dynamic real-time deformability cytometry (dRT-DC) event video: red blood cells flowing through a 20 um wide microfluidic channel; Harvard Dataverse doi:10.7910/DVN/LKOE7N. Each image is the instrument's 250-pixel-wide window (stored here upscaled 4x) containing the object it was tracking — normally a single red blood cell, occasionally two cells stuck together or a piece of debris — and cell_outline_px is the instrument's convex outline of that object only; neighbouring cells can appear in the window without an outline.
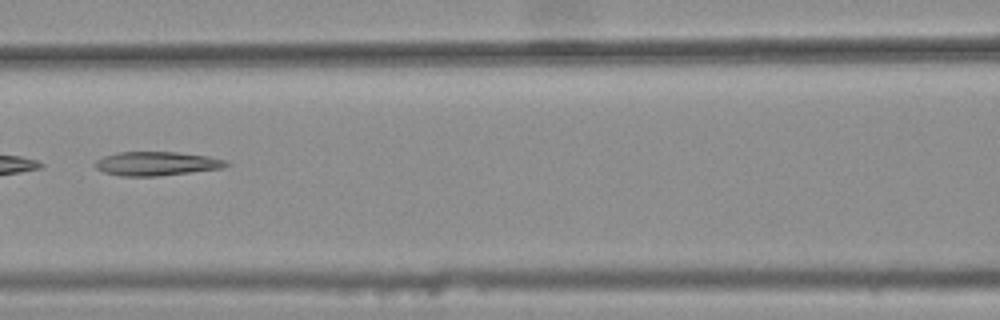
{"species": "common noctule bat (a hibernating species)", "species_latin": "Nyctalus noctula", "temperature_condition": "warm", "stored_images_in_passage": 23, "camera_frame_rate_fps": 3000, "um_per_image_px": 0.085, "animal": {"sex": "female", "body_mass_g": 25.1}, "frame": {"image": 1, "passage_image": 14, "time_ms": 4.333, "image_size_px": [1000, 320], "cell_outline_px": [[232, 164], [220, 168], [156, 176], [120, 176], [104, 172], [96, 168], [96, 160], [104, 156], [116, 152], [176, 152], [208, 156], [228, 160]], "centroid_in_image_um": [13.31, 13.9], "position_along_channel_um": 153.3, "area_um2": 18.15}}
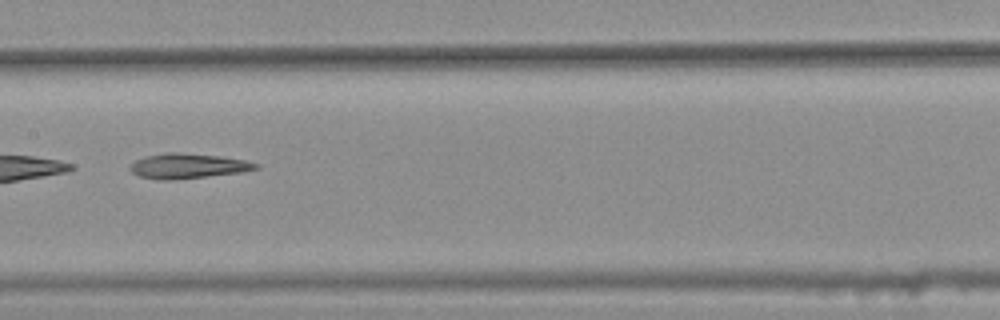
{"frame": {"image": 2, "passage_image": 17, "time_ms": 5.333, "image_size_px": [1000, 320], "cell_outline_px": [[260, 168], [244, 172], [168, 180], [160, 180], [140, 176], [132, 172], [128, 168], [136, 160], [144, 156], [164, 152], [176, 152], [220, 156], [244, 160], [260, 164]], "centroid_in_image_um": [15.98, 14.1], "position_along_channel_um": 191.4, "area_um2": 18.26}}
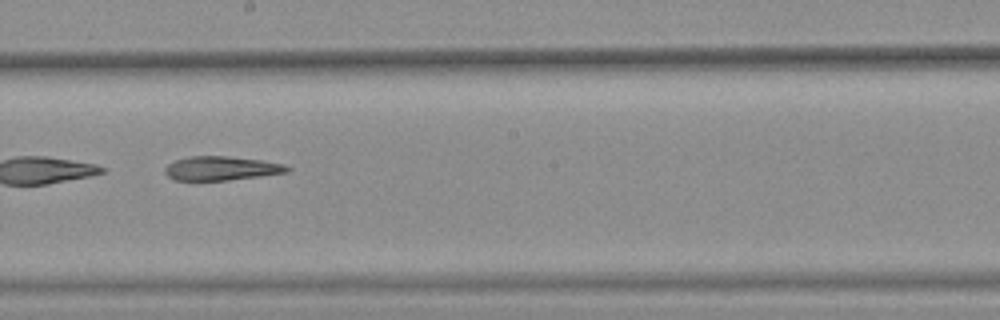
{"frame": {"image": 3, "passage_image": 20, "time_ms": 6.333, "image_size_px": [1000, 320], "cell_outline_px": [[292, 168], [288, 172], [260, 176], [228, 180], [176, 180], [168, 176], [164, 172], [164, 168], [168, 164], [176, 160], [188, 156], [228, 156], [260, 160], [284, 164]], "centroid_in_image_um": [18.81, 14.3], "position_along_channel_um": 229.4, "area_um2": 17.05}}